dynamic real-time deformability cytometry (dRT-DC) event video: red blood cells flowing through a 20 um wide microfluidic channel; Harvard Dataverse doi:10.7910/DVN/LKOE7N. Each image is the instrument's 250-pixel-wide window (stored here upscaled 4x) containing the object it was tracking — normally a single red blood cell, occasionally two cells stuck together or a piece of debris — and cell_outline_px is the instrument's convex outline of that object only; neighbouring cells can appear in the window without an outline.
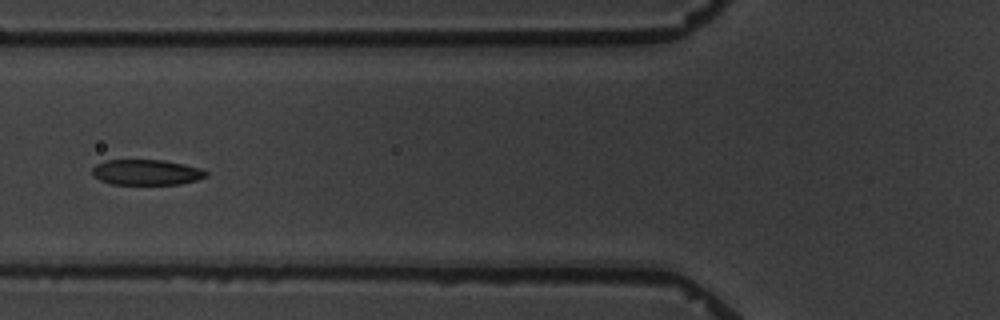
{"species": "common noctule bat (a hibernating species)", "species_latin": "Nyctalus noctula", "temperature_condition": "warm", "stored_images_in_passage": 16, "segment_of_instrument_passage": [1, 2], "camera_frame_rate_fps": 3000, "um_per_image_px": 0.085, "animal": {"sex": "male", "body_mass_g": 19.5, "forearm_length_mm": 54.6}, "frame": {"image": 1, "passage_image": 6, "time_ms": 7.0, "image_size_px": [1000, 320], "cell_outline_px": [[208, 176], [196, 180], [180, 184], [112, 184], [100, 180], [92, 176], [92, 168], [96, 164], [104, 160], [164, 160], [184, 164], [200, 168], [208, 172]], "centroid_in_image_um": [12.43, 14.64], "position_along_channel_um": 113.4, "area_um2": 16.99}}
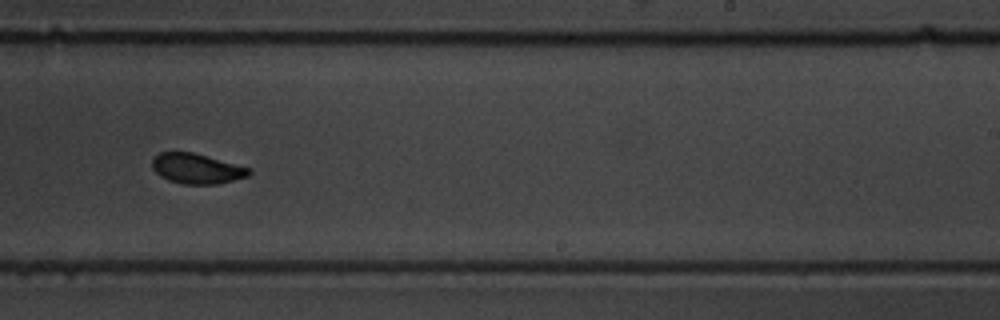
{"frame": {"image": 2, "passage_image": 10, "time_ms": 11.667, "image_size_px": [1000, 320], "cell_outline_px": [[252, 172], [248, 176], [220, 184], [180, 184], [168, 180], [160, 176], [152, 168], [152, 160], [160, 152], [192, 152], [252, 168]], "centroid_in_image_um": [16.74, 14.34], "position_along_channel_um": 272.3, "area_um2": 17.11}}
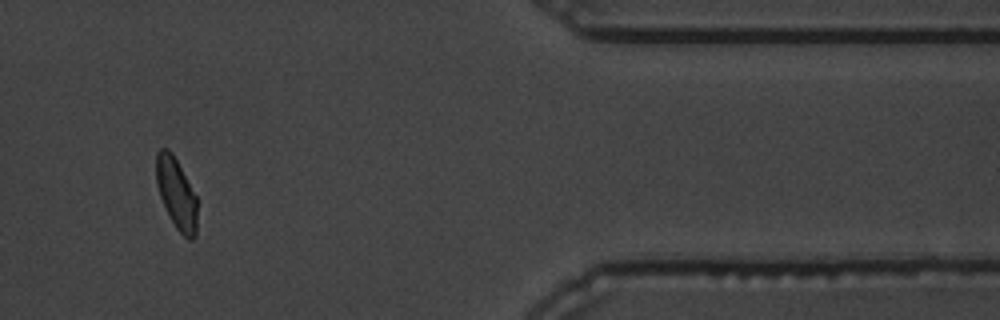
{"frame": {"image": 3, "passage_image": 14, "time_ms": 16.333, "image_size_px": [1000, 320], "cell_outline_px": [[196, 236], [192, 240], [188, 240], [176, 228], [160, 196], [156, 184], [156, 152], [160, 148], [168, 148], [172, 152], [196, 196]], "centroid_in_image_um": [14.98, 16.42], "position_along_channel_um": 396.4, "area_um2": 16.7}}